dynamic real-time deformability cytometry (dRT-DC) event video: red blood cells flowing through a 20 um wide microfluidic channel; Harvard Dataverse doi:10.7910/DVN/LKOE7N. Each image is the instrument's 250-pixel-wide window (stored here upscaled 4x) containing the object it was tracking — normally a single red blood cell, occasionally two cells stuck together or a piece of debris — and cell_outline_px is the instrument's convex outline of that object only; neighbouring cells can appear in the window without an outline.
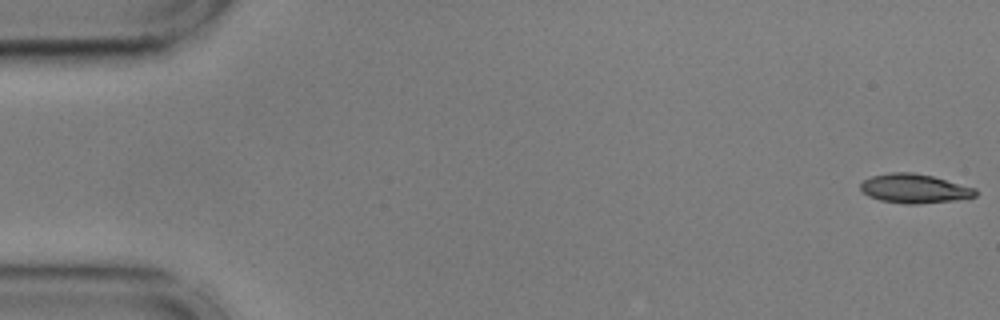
{"species": "common noctule bat (a hibernating species)", "species_latin": "Nyctalus noctula", "temperature_condition": "cold", "stored_images_in_passage": 55, "camera_frame_rate_fps": 3000, "um_per_image_px": 0.085, "animal": {"sex": "male", "body_mass_g": 17.9, "forearm_length_mm": 54.2}, "frame": {"image": 1, "passage_image": 1, "time_ms": 0.0, "image_size_px": [1000, 320], "cell_outline_px": [[980, 192], [976, 196], [956, 200], [916, 204], [904, 204], [880, 200], [868, 196], [860, 188], [860, 184], [864, 180], [872, 176], [892, 172], [912, 172], [932, 176], [976, 188]], "centroid_in_image_um": [77.75, 16.03], "position_along_channel_um": 7.2, "area_um2": 19.54}}
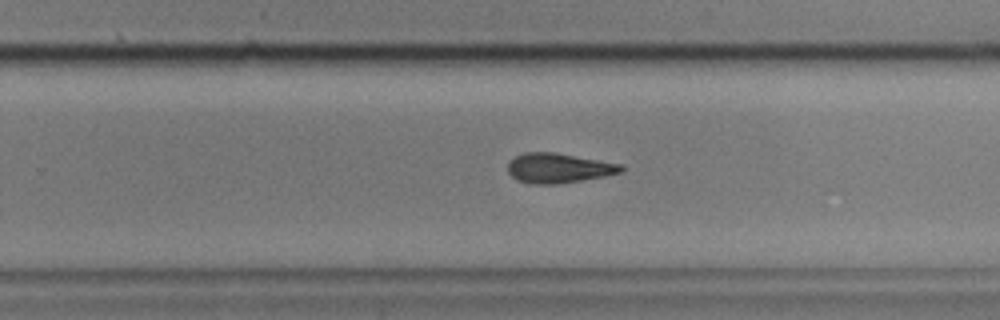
{"frame": {"image": 2, "passage_image": 35, "time_ms": 11.333, "image_size_px": [1000, 320], "cell_outline_px": [[624, 168], [620, 172], [604, 176], [556, 184], [532, 184], [516, 180], [508, 172], [508, 160], [524, 152], [556, 152], [624, 164]], "centroid_in_image_um": [47.46, 14.27], "position_along_channel_um": 282.3, "area_um2": 19.77}}
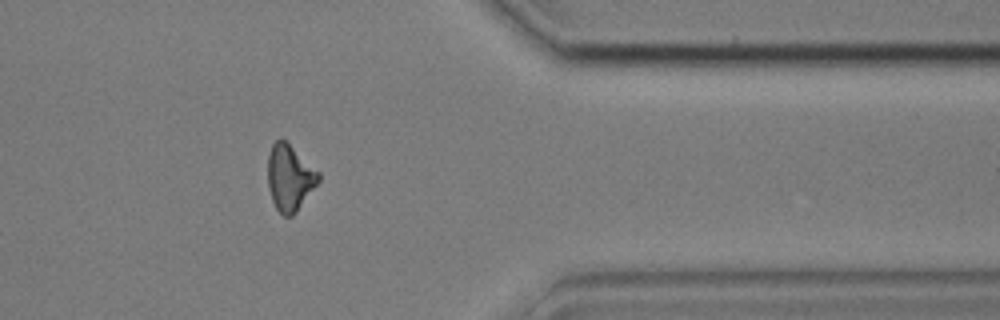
{"frame": {"image": 3, "passage_image": 45, "time_ms": 14.667, "image_size_px": [1000, 320], "cell_outline_px": [[320, 180], [296, 212], [292, 216], [284, 216], [276, 208], [272, 200], [268, 188], [268, 156], [272, 144], [280, 136], [320, 172]], "centroid_in_image_um": [24.62, 15.09], "position_along_channel_um": 386.8, "area_um2": 19.48}, "authors_computed_cell_mechanics": {"area_um2": 19.7676, "velocity_mm_per_s": 3.6187, "shape_relaxation_time_tau1_ms": 3.542, "shape_relaxation_time_tau2_ms": 9.8256, "deformation_change_tau1": 0.1417, "deformation_change_tau2": 0.2153}}